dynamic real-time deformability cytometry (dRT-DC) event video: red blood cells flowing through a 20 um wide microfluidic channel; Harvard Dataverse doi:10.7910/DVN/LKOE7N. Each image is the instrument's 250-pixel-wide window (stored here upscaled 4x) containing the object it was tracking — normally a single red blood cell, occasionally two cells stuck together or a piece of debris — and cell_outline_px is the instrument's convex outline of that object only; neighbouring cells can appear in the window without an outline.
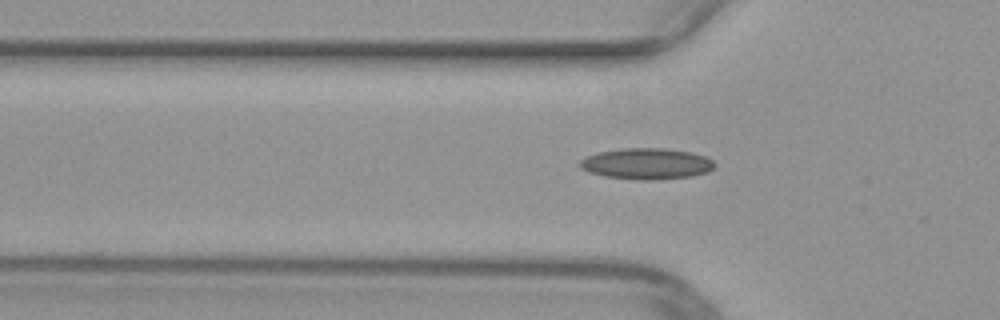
{"species": "common noctule bat (a hibernating species)", "species_latin": "Nyctalus noctula", "temperature_condition": "warm", "stored_images_in_passage": 33, "camera_frame_rate_fps": 3000, "um_per_image_px": 0.085, "animal": {"sex": "female", "body_mass_g": 29.2, "forearm_length_mm": 56.3}, "frame": {"image": 1, "passage_image": 4, "time_ms": 1.0, "image_size_px": [1000, 320], "cell_outline_px": [[716, 164], [708, 172], [692, 176], [656, 180], [636, 180], [604, 176], [588, 172], [580, 168], [580, 160], [588, 156], [600, 152], [624, 148], [664, 148], [692, 152], [704, 156], [712, 160]], "centroid_in_image_um": [54.97, 13.92], "position_along_channel_um": 70.8, "area_um2": 24.45}}
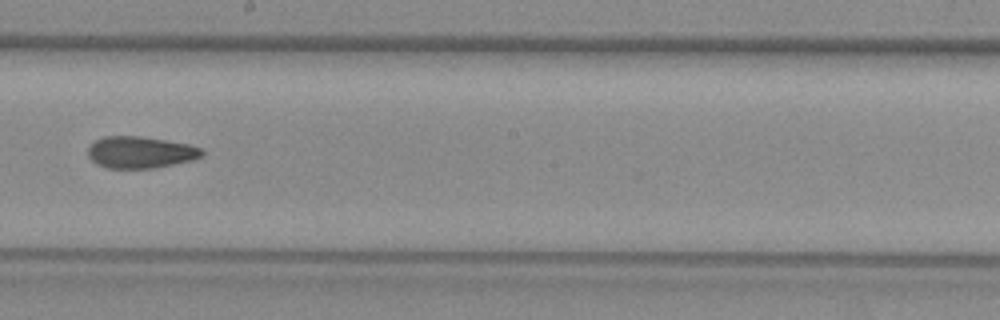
{"frame": {"image": 2, "passage_image": 16, "time_ms": 5.0, "image_size_px": [1000, 320], "cell_outline_px": [[204, 156], [192, 160], [156, 168], [108, 168], [96, 164], [88, 156], [88, 148], [96, 140], [104, 136], [140, 136], [188, 144], [200, 148], [204, 152]], "centroid_in_image_um": [11.94, 12.95], "position_along_channel_um": 236.3, "area_um2": 21.04}}
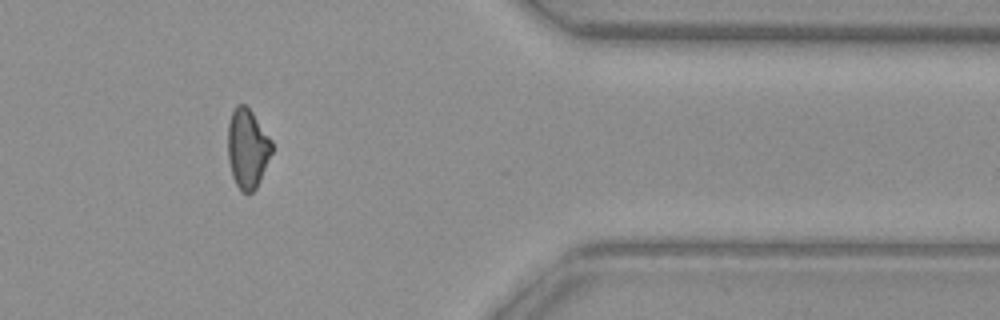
{"frame": {"image": 3, "passage_image": 29, "time_ms": 9.333, "image_size_px": [1000, 320], "cell_outline_px": [[272, 152], [260, 180], [256, 188], [252, 192], [240, 192], [232, 176], [228, 160], [228, 124], [232, 112], [236, 104], [244, 104], [252, 112], [272, 140]], "centroid_in_image_um": [21.02, 12.63], "position_along_channel_um": 390.4, "area_um2": 20.35}}